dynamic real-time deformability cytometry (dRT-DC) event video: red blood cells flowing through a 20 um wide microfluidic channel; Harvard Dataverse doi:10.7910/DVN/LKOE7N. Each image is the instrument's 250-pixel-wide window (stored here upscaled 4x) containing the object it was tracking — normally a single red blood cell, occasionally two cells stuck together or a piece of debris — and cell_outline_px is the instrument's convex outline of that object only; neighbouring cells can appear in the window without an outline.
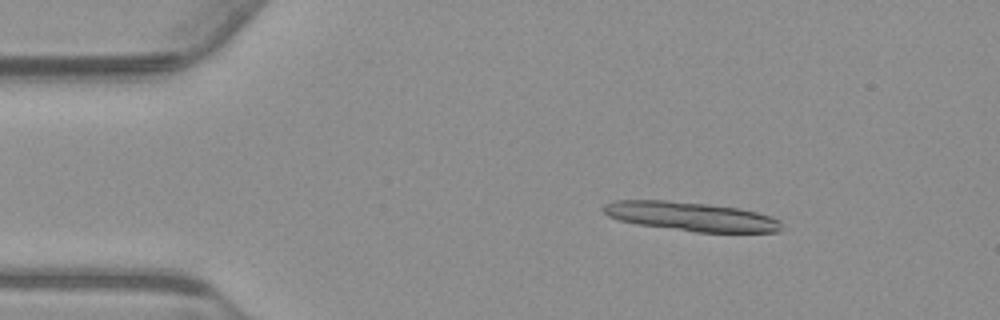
{"species": "common noctule bat (a hibernating species)", "species_latin": "Nyctalus noctula", "temperature_condition": "warm", "stored_images_in_passage": 27, "camera_frame_rate_fps": 3000, "um_per_image_px": 0.085, "animal": {"sex": "male", "body_mass_g": 23.1, "forearm_length_mm": 52.7}, "frame": {"image": 1, "passage_image": 7, "time_ms": 2.0, "image_size_px": [1000, 320], "cell_outline_px": [[780, 232], [696, 232], [636, 224], [620, 220], [608, 216], [600, 208], [604, 204], [616, 200], [664, 200], [708, 204], [740, 208], [772, 216], [780, 220]], "centroid_in_image_um": [58.72, 18.4], "position_along_channel_um": 26.3, "area_um2": 30.17}}
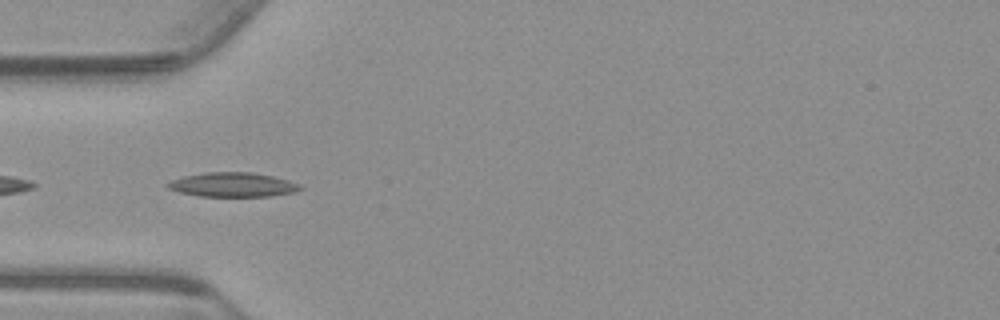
{"frame": {"image": 2, "passage_image": 16, "time_ms": 5.0, "image_size_px": [1000, 320], "cell_outline_px": [[304, 188], [292, 192], [272, 196], [200, 196], [180, 192], [168, 188], [164, 184], [168, 180], [184, 176], [204, 172], [252, 172], [272, 176], [288, 180], [300, 184]], "centroid_in_image_um": [19.75, 15.69], "position_along_channel_um": 65.3, "area_um2": 18.84}}
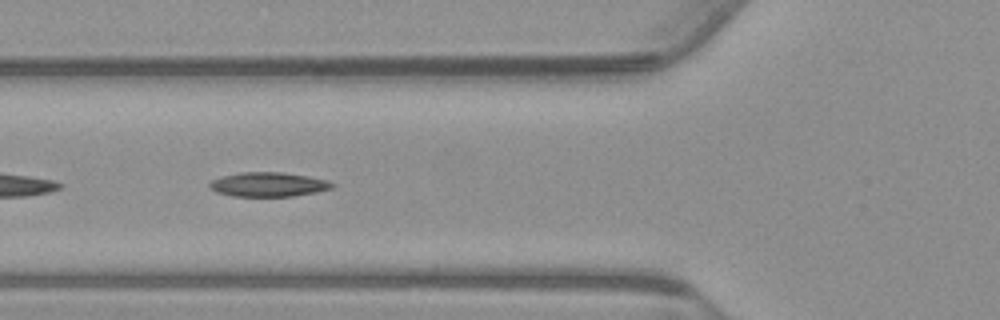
{"frame": {"image": 3, "passage_image": 19, "time_ms": 6.0, "image_size_px": [1000, 320], "cell_outline_px": [[336, 184], [332, 188], [316, 192], [292, 196], [232, 196], [216, 192], [208, 188], [208, 184], [212, 180], [220, 176], [240, 172], [284, 172], [308, 176], [328, 180]], "centroid_in_image_um": [22.79, 15.67], "position_along_channel_um": 103.0, "area_um2": 17.57}}